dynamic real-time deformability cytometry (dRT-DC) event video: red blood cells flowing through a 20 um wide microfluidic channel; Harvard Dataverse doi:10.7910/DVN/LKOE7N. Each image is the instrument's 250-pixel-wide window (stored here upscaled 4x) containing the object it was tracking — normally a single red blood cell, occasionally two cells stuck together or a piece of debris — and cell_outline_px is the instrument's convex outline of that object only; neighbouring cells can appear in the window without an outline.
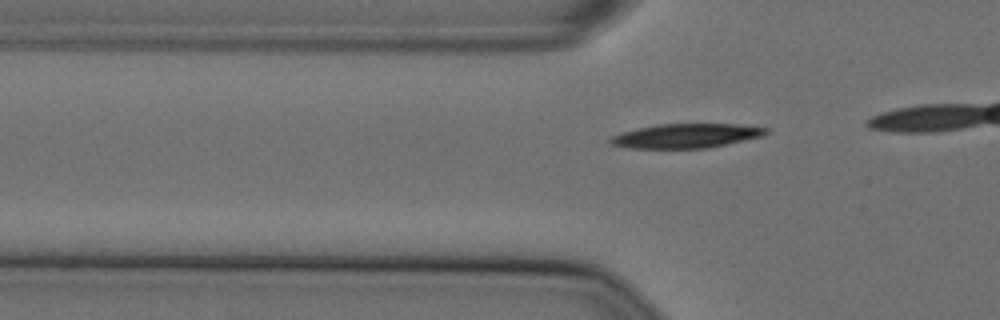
{"species": "Egyptian fruit bat (a non-hibernating species)", "species_latin": "Rousettus aegyptiacus", "temperature_condition": "cold", "stored_images_in_passage": 19, "camera_frame_rate_fps": 3000, "um_per_image_px": 0.085, "animal": {"sex": "female"}, "frame": {"image": 1, "passage_image": 13, "time_ms": 4.0, "image_size_px": [1000, 320], "cell_outline_px": [[768, 132], [760, 136], [708, 148], [628, 148], [612, 144], [608, 140], [612, 136], [636, 128], [656, 124], [736, 124], [768, 128]], "centroid_in_image_um": [58.28, 11.54], "position_along_channel_um": 67.5, "area_um2": 21.73}}
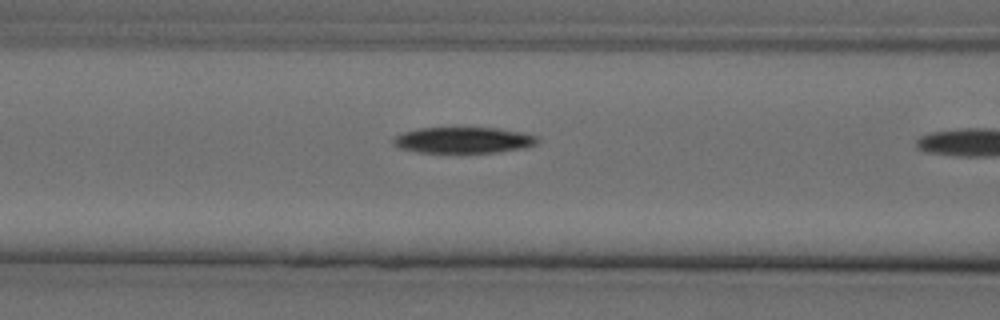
{"frame": {"image": 2, "passage_image": 18, "time_ms": 5.667, "image_size_px": [1000, 320], "cell_outline_px": [[540, 140], [536, 144], [528, 148], [500, 152], [416, 152], [400, 148], [392, 144], [392, 140], [396, 136], [404, 132], [416, 128], [496, 128], [524, 132], [540, 136]], "centroid_in_image_um": [39.46, 11.91], "position_along_channel_um": 127.1, "area_um2": 22.14}}